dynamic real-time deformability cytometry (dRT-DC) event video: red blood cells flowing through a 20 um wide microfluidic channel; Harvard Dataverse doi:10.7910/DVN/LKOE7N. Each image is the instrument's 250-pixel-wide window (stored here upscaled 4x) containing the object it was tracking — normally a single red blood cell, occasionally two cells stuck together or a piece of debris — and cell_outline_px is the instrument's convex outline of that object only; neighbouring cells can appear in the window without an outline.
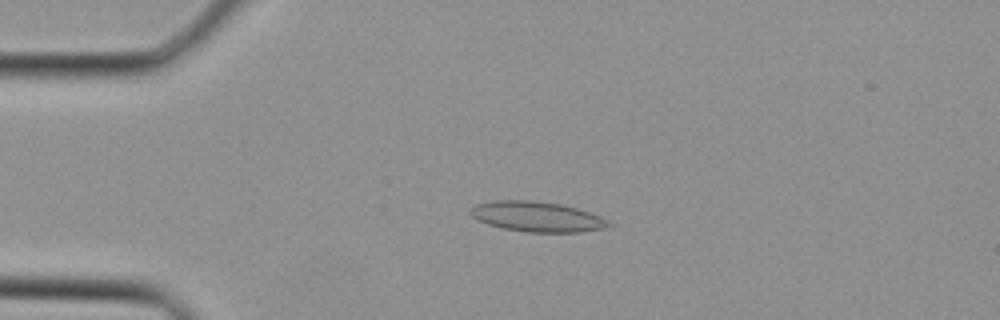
{"species": "Egyptian fruit bat (a non-hibernating species)", "species_latin": "Rousettus aegyptiacus", "temperature_condition": "cold", "stored_images_in_passage": 34, "camera_frame_rate_fps": 3000, "um_per_image_px": 0.085, "animal": {"sex": "female"}, "frame": {"image": 1, "passage_image": 7, "time_ms": 2.0, "image_size_px": [1000, 320], "cell_outline_px": [[612, 224], [604, 228], [580, 232], [524, 232], [504, 228], [488, 224], [476, 220], [468, 212], [476, 204], [492, 200], [532, 200], [560, 204], [576, 208], [588, 212], [608, 220]], "centroid_in_image_um": [45.6, 18.41], "position_along_channel_um": 39.4, "area_um2": 24.22}}
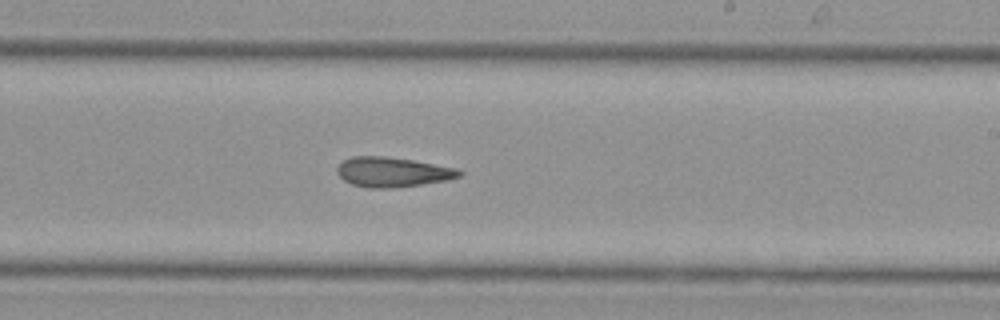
{"frame": {"image": 2, "passage_image": 20, "time_ms": 6.333, "image_size_px": [1000, 320], "cell_outline_px": [[464, 172], [460, 176], [448, 180], [424, 184], [392, 188], [368, 188], [352, 184], [344, 180], [336, 172], [336, 168], [344, 160], [352, 156], [384, 156], [412, 160], [456, 168]], "centroid_in_image_um": [33.36, 14.63], "position_along_channel_um": 255.6, "area_um2": 21.21}}
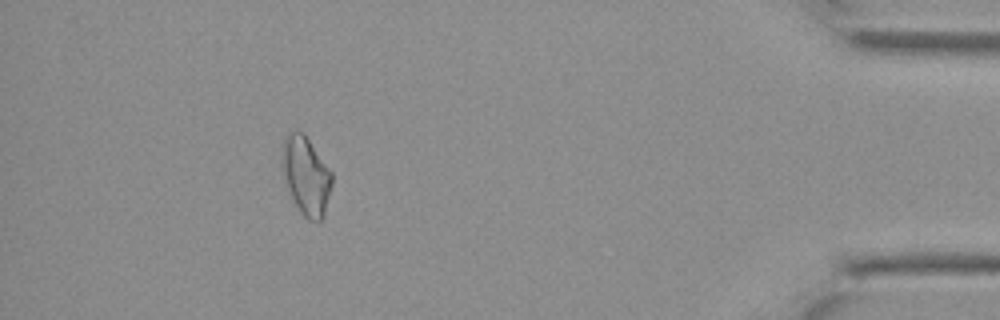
{"frame": {"image": 3, "passage_image": 31, "time_ms": 10.0, "image_size_px": [1000, 320], "cell_outline_px": [[332, 184], [324, 216], [320, 220], [308, 220], [300, 212], [288, 188], [284, 176], [280, 160], [284, 136], [288, 132], [304, 132], [332, 172]], "centroid_in_image_um": [26.01, 14.9], "position_along_channel_um": 409.2, "area_um2": 22.72}}